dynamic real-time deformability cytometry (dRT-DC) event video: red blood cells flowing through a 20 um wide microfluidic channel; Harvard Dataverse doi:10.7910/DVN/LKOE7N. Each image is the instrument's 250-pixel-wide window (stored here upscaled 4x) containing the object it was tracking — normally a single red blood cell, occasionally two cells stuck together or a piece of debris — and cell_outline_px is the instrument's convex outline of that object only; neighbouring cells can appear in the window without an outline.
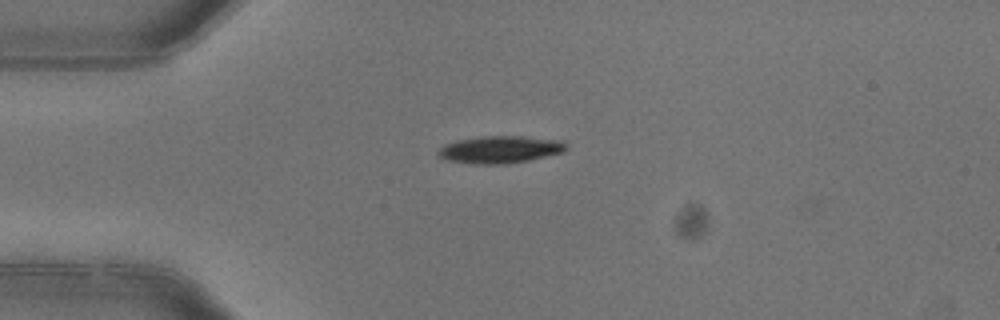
{"species": "common noctule bat (a hibernating species)", "species_latin": "Nyctalus noctula", "temperature_condition": "warm", "stored_images_in_passage": 2, "camera_frame_rate_fps": 3000, "um_per_image_px": 0.085, "animal": {"sex": "female"}, "frame": {"image": 1, "passage_image": 1, "time_ms": 0.0, "image_size_px": [1000, 320], "cell_outline_px": [[568, 148], [564, 152], [528, 160], [504, 164], [472, 164], [444, 160], [436, 152], [444, 144], [456, 140], [484, 136], [520, 136], [564, 140], [568, 144]], "centroid_in_image_um": [42.52, 12.71], "position_along_channel_um": 42.5, "area_um2": 20.58}}